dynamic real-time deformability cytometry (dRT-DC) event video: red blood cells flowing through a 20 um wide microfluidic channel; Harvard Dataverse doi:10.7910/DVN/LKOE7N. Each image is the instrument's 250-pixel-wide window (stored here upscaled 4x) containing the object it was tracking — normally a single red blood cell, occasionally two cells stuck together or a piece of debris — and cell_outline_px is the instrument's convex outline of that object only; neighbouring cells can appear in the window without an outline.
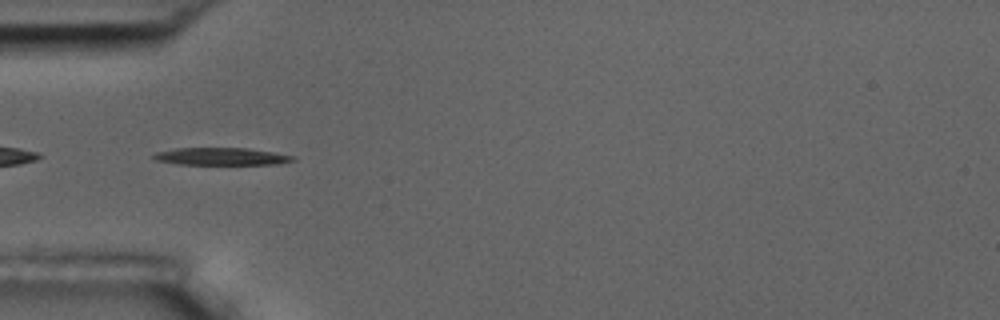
{"species": "common noctule bat (a hibernating species)", "species_latin": "Nyctalus noctula", "temperature_condition": "room temperature", "stored_images_in_passage": 5, "camera_frame_rate_fps": 3000, "um_per_image_px": 0.085, "animal": {"sex": "male", "body_mass_g": 17.5, "forearm_length_mm": 52.3}, "frame": {"image": 1, "passage_image": 2, "time_ms": 2.0, "image_size_px": [1000, 320], "cell_outline_px": [[296, 160], [276, 164], [176, 164], [156, 160], [152, 156], [156, 152], [176, 148], [248, 148], [296, 156]], "centroid_in_image_um": [18.82, 13.29], "position_along_channel_um": 66.2, "area_um2": 14.05}}
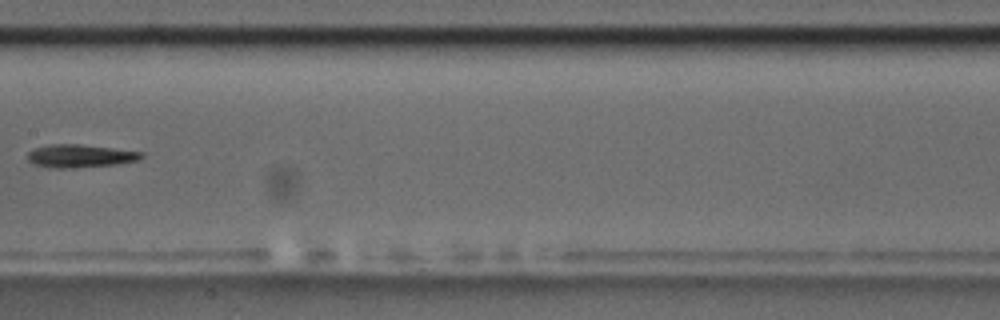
{"frame": {"image": 2, "passage_image": 5, "time_ms": 5.667, "image_size_px": [1000, 320], "cell_outline_px": [[144, 156], [140, 160], [116, 164], [72, 168], [52, 168], [36, 164], [28, 160], [28, 152], [36, 148], [48, 144], [80, 144], [144, 152]], "centroid_in_image_um": [6.85, 13.25], "position_along_channel_um": 200.6, "area_um2": 15.2}}